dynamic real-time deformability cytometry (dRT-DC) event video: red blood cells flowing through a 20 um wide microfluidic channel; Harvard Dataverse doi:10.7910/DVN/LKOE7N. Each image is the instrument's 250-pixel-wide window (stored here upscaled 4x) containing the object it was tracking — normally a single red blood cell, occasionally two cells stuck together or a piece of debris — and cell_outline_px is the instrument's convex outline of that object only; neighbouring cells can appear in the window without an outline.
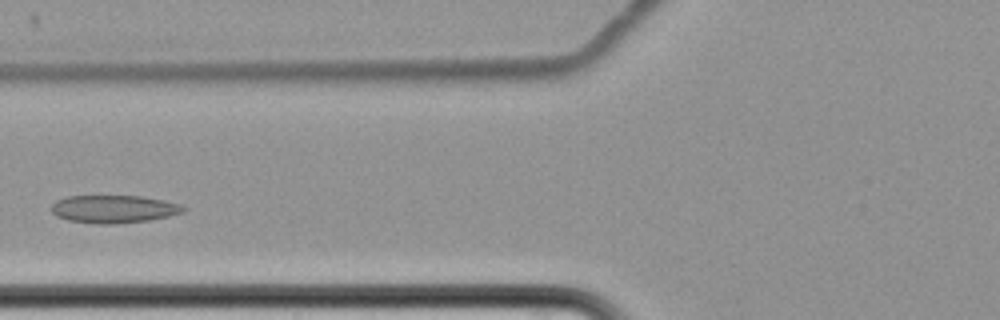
{"species": "common noctule bat (a hibernating species)", "species_latin": "Nyctalus noctula", "temperature_condition": "cold", "stored_images_in_passage": 11, "camera_frame_rate_fps": 3000, "um_per_image_px": 0.085, "animal": {"sex": "female", "body_mass_g": 22.7, "forearm_length_mm": 54.2}, "frame": {"image": 1, "passage_image": 2, "time_ms": 2.0, "image_size_px": [1000, 320], "cell_outline_px": [[188, 208], [184, 212], [168, 216], [148, 220], [116, 224], [96, 224], [68, 220], [56, 216], [52, 212], [52, 204], [56, 200], [68, 196], [140, 196], [164, 200], [180, 204]], "centroid_in_image_um": [9.68, 17.77], "position_along_channel_um": 116.1, "area_um2": 21.44}}
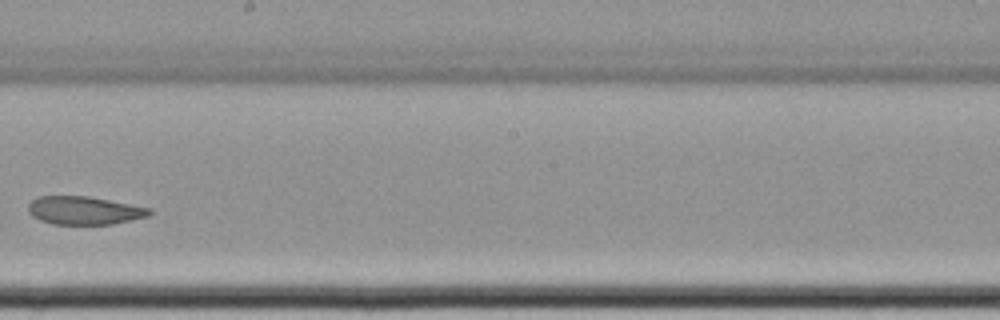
{"frame": {"image": 2, "passage_image": 5, "time_ms": 5.667, "image_size_px": [1000, 320], "cell_outline_px": [[152, 212], [148, 216], [112, 224], [52, 224], [40, 220], [32, 216], [28, 212], [28, 204], [36, 196], [88, 196], [152, 208]], "centroid_in_image_um": [7.14, 17.88], "position_along_channel_um": 241.1, "area_um2": 19.94}}
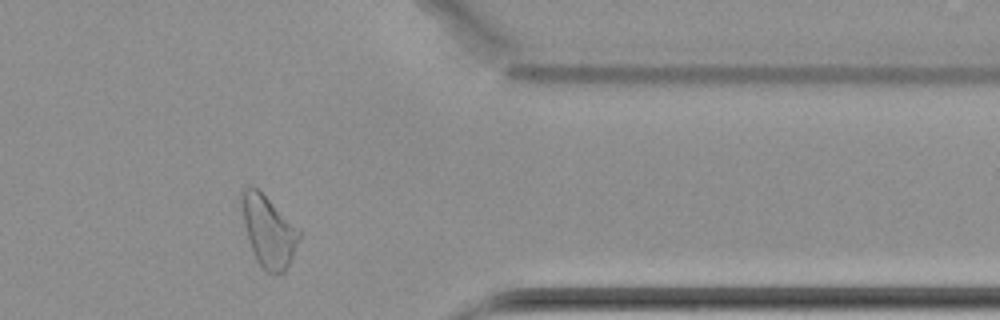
{"frame": {"image": 3, "passage_image": 9, "time_ms": 10.333, "image_size_px": [1000, 320], "cell_outline_px": [[300, 236], [292, 256], [284, 272], [272, 276], [256, 260], [248, 240], [244, 224], [240, 204], [240, 192], [244, 188], [256, 188], [300, 228]], "centroid_in_image_um": [22.81, 19.66], "position_along_channel_um": 388.6, "area_um2": 23.64}, "authors_computed_cell_mechanics": {"area_um2": 21.097, "velocity_mm_per_s": 3.4146, "shape_relaxation_time_tau1_ms": null, "shape_relaxation_time_tau2_ms": 10.7609, "deformation_change_tau1": null, "deformation_change_tau2": 0.1122}}